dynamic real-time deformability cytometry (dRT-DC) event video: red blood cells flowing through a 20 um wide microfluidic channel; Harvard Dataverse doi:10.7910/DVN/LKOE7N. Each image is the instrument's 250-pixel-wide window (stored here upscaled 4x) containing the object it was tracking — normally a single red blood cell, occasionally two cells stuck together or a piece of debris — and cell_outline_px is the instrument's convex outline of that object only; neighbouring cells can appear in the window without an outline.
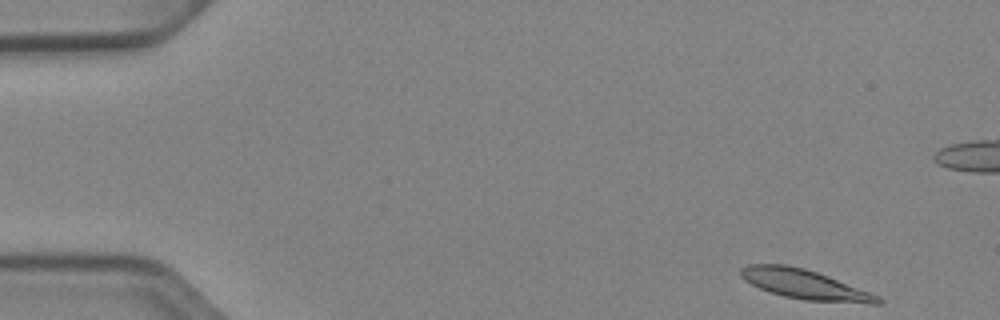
{"species": "Egyptian fruit bat (a non-hibernating species)", "species_latin": "Rousettus aegyptiacus", "temperature_condition": "cold", "stored_images_in_passage": 50, "camera_frame_rate_fps": 3000, "um_per_image_px": 0.085, "animal": {"sex": "female"}, "frame": {"image": 1, "passage_image": 1, "time_ms": 0.0, "image_size_px": [1000, 320], "cell_outline_px": [[884, 300], [880, 304], [868, 304], [804, 300], [784, 296], [768, 292], [744, 280], [740, 276], [740, 268], [748, 264], [784, 264], [804, 268], [828, 276], [880, 296]], "centroid_in_image_um": [68.41, 24.18], "position_along_channel_um": 16.6, "area_um2": 23.7}}
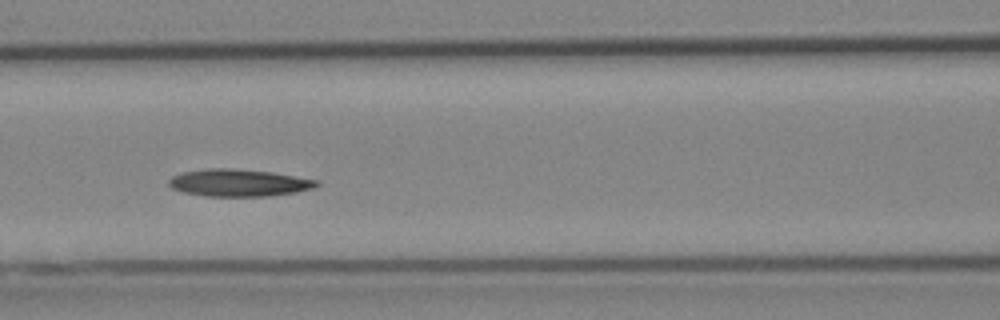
{"frame": {"image": 2, "passage_image": 20, "time_ms": 6.333, "image_size_px": [1000, 320], "cell_outline_px": [[320, 184], [312, 188], [296, 192], [268, 196], [204, 196], [184, 192], [172, 188], [168, 184], [168, 180], [172, 176], [180, 172], [208, 168], [228, 168], [272, 172], [320, 180]], "centroid_in_image_um": [20.28, 15.53], "position_along_channel_um": 146.3, "area_um2": 23.52}}
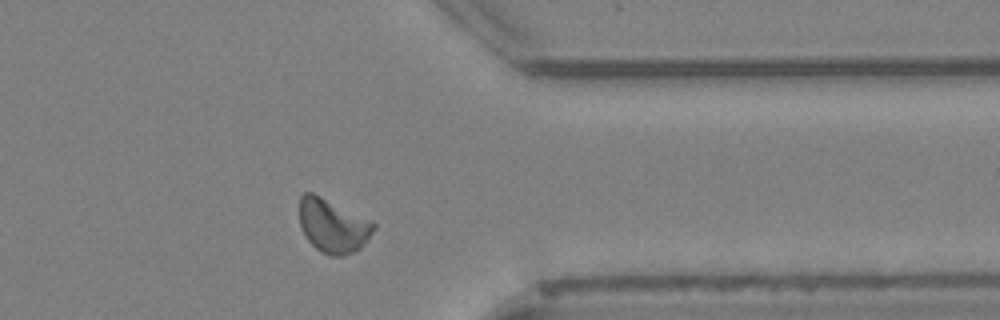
{"frame": {"image": 3, "passage_image": 39, "time_ms": 12.667, "image_size_px": [1000, 320], "cell_outline_px": [[376, 228], [360, 248], [344, 256], [332, 256], [320, 252], [304, 236], [300, 228], [300, 196], [304, 192], [312, 192], [376, 224]], "centroid_in_image_um": [28.25, 19.21], "position_along_channel_um": 383.1, "area_um2": 22.89}, "authors_computed_cell_mechanics": {"area_um2": 22.6865, "velocity_mm_per_s": 3.8703, "shape_relaxation_time_tau1_ms": null, "shape_relaxation_time_tau2_ms": 5.3918, "deformation_change_tau1": null, "deformation_change_tau2": 0.1057}}